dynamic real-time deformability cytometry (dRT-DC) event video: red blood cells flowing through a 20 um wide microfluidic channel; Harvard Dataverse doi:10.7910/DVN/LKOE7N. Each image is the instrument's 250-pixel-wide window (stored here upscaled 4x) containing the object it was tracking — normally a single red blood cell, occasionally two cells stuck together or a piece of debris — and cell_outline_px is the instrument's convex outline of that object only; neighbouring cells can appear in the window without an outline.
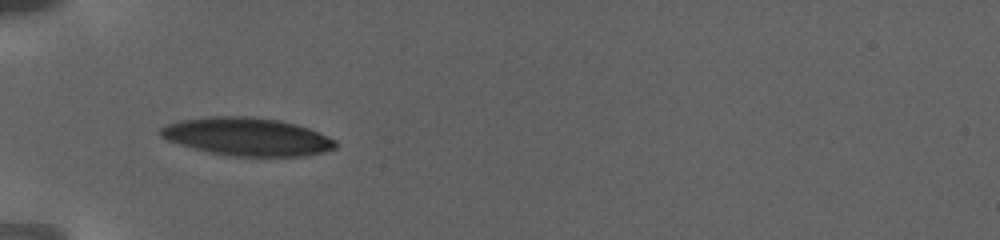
{"species": "human", "species_latin": "Homo sapiens", "temperature_condition": "warm", "stored_images_in_passage": 52, "camera_frame_rate_fps": 3000, "um_per_image_px": 0.085, "donor": {"sex": "female"}, "frame": {"image": 1, "passage_image": 1, "time_ms": 0.0, "image_size_px": [1000, 240], "cell_outline_px": [[336, 148], [308, 156], [232, 156], [208, 152], [192, 148], [168, 140], [160, 136], [160, 128], [168, 124], [180, 120], [212, 116], [244, 116], [280, 120], [296, 124], [308, 128], [336, 140]], "centroid_in_image_um": [21.01, 11.62], "position_along_channel_um": 64.0, "area_um2": 38.61}}
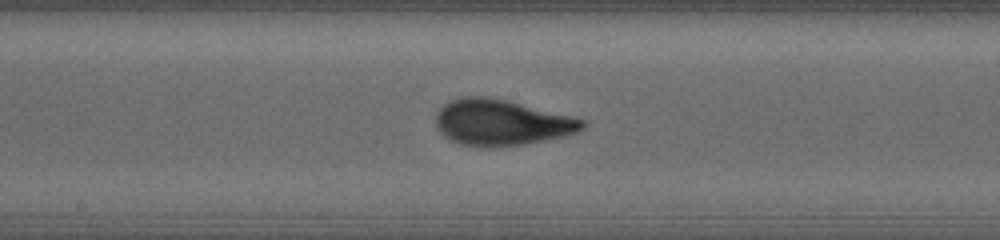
{"frame": {"image": 2, "passage_image": 19, "time_ms": 5.333, "image_size_px": [1000, 240], "cell_outline_px": [[588, 124], [584, 128], [576, 132], [564, 136], [524, 144], [488, 148], [460, 144], [448, 140], [436, 128], [436, 112], [444, 104], [460, 96], [488, 96], [508, 100], [588, 120]], "centroid_in_image_um": [42.62, 10.41], "position_along_channel_um": 205.6, "area_um2": 39.71}}
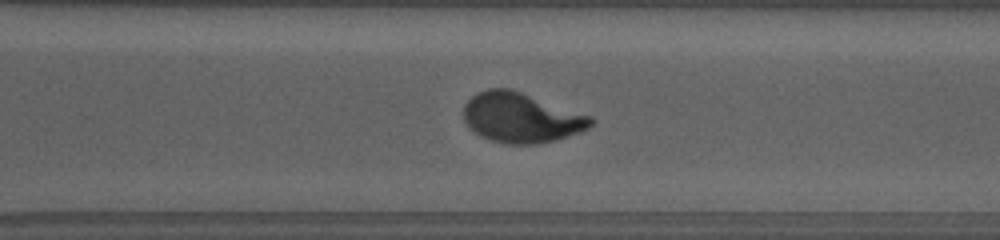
{"frame": {"image": 3, "passage_image": 33, "time_ms": 9.667, "image_size_px": [1000, 240], "cell_outline_px": [[592, 124], [588, 128], [580, 132], [556, 140], [536, 144], [508, 144], [492, 140], [468, 128], [464, 120], [464, 104], [476, 92], [488, 88], [512, 88], [592, 116]], "centroid_in_image_um": [44.3, 9.98], "position_along_channel_um": 326.3, "area_um2": 37.11}, "authors_computed_cell_mechanics": {"area_um2": 37.5989, "velocity_mm_per_s": 2.7948, "shape_relaxation_time_tau1_ms": 5.878, "shape_relaxation_time_tau2_ms": 1.0775, "deformation_change_tau1": 0.2265, "deformation_change_tau2": 0.0704}}